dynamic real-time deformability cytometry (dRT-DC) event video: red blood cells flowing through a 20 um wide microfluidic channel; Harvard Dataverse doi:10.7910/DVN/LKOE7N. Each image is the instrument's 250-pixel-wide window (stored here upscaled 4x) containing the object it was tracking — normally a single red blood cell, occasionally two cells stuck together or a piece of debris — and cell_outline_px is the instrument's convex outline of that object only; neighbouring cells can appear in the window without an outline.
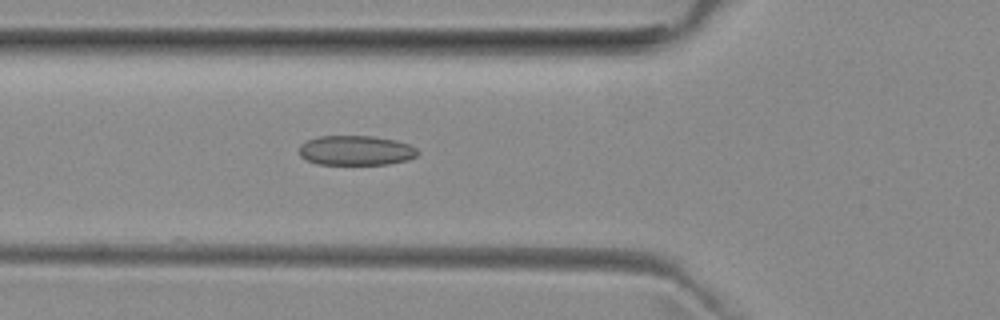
{"species": "common noctule bat (a hibernating species)", "species_latin": "Nyctalus noctula", "temperature_condition": "room temperature", "stored_images_in_passage": 38, "camera_frame_rate_fps": 3000, "um_per_image_px": 0.085, "animal": {"sex": "female", "body_mass_g": 29.2, "forearm_length_mm": 56.3}, "frame": {"image": 1, "passage_image": 7, "time_ms": 2.0, "image_size_px": [1000, 320], "cell_outline_px": [[420, 152], [416, 156], [408, 160], [388, 164], [316, 164], [300, 156], [300, 144], [308, 140], [320, 136], [372, 136], [396, 140], [408, 144], [416, 148]], "centroid_in_image_um": [30.27, 12.79], "position_along_channel_um": 95.5, "area_um2": 20.52}}
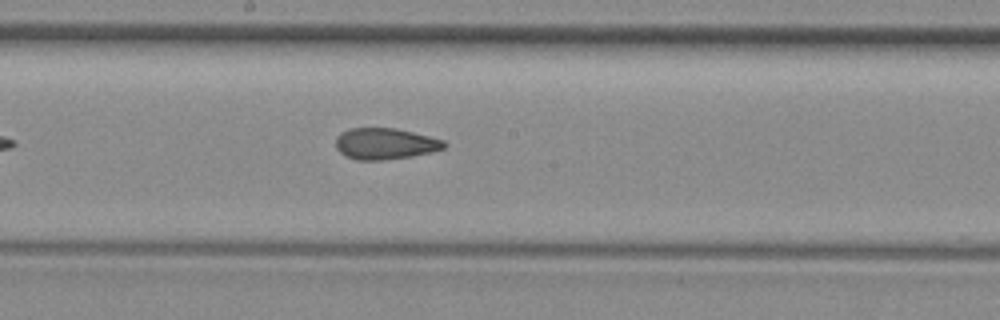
{"frame": {"image": 2, "passage_image": 16, "time_ms": 5.0, "image_size_px": [1000, 320], "cell_outline_px": [[448, 144], [444, 148], [432, 152], [412, 156], [380, 160], [356, 160], [344, 156], [336, 148], [336, 136], [352, 128], [396, 128], [444, 140]], "centroid_in_image_um": [32.74, 12.22], "position_along_channel_um": 215.5, "area_um2": 19.71}}
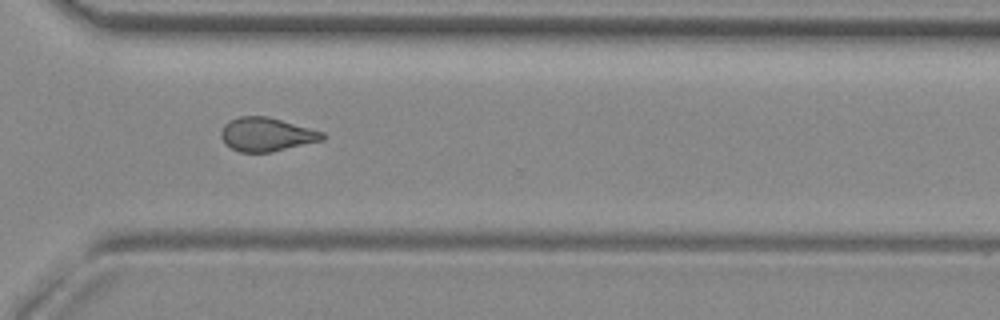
{"frame": {"image": 3, "passage_image": 26, "time_ms": 8.333, "image_size_px": [1000, 320], "cell_outline_px": [[324, 140], [272, 152], [240, 152], [224, 144], [220, 136], [220, 132], [224, 124], [228, 120], [240, 116], [268, 116], [324, 132]], "centroid_in_image_um": [22.63, 11.42], "position_along_channel_um": 348.0, "area_um2": 20.06}, "authors_computed_cell_mechanics": {"area_um2": 20.2011, "velocity_mm_per_s": 3.9854, "shape_relaxation_time_tau1_ms": null, "shape_relaxation_time_tau2_ms": 2.8285, "deformation_change_tau1": null, "deformation_change_tau2": 0.0983}}